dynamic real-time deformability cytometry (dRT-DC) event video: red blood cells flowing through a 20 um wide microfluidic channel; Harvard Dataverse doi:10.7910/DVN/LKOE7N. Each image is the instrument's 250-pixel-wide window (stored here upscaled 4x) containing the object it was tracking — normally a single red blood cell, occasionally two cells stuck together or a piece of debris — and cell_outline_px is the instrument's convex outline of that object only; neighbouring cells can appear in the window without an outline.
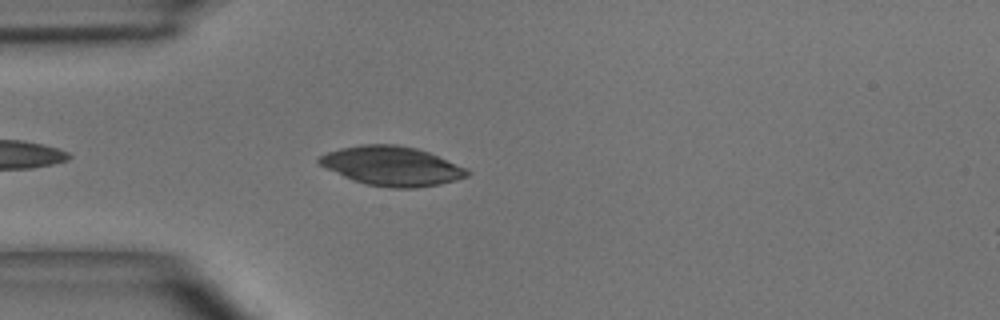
{"species": "common noctule bat (a hibernating species)", "species_latin": "Nyctalus noctula", "temperature_condition": "room temperature", "stored_images_in_passage": 41, "camera_frame_rate_fps": 3000, "um_per_image_px": 0.085, "animal": {"sex": "male", "body_mass_g": 15.6}, "frame": {"image": 1, "passage_image": 5, "time_ms": 1.333, "image_size_px": [1000, 320], "cell_outline_px": [[472, 172], [468, 176], [456, 180], [440, 184], [416, 188], [392, 188], [368, 184], [352, 180], [320, 164], [316, 160], [320, 156], [328, 152], [340, 148], [360, 144], [396, 144], [416, 148], [428, 152], [468, 168]], "centroid_in_image_um": [33.35, 14.11], "position_along_channel_um": 51.6, "area_um2": 33.81}}
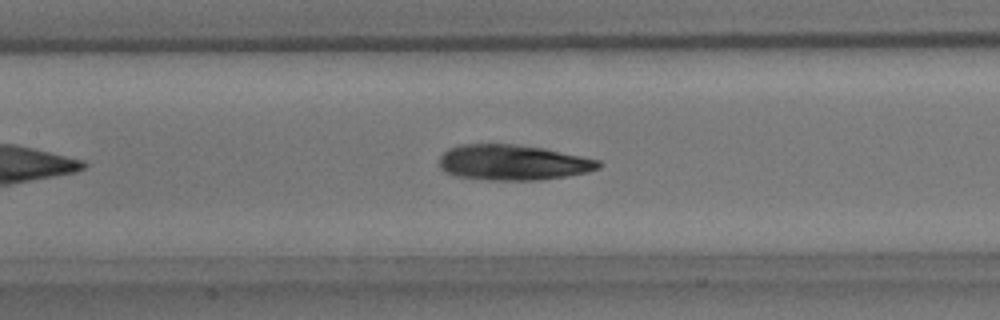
{"frame": {"image": 2, "passage_image": 14, "time_ms": 4.333, "image_size_px": [1000, 320], "cell_outline_px": [[604, 164], [600, 168], [588, 172], [568, 176], [540, 180], [492, 180], [456, 176], [444, 172], [440, 168], [440, 156], [448, 148], [460, 144], [516, 144], [544, 148], [600, 160]], "centroid_in_image_um": [43.62, 13.81], "position_along_channel_um": 163.8, "area_um2": 33.18}}
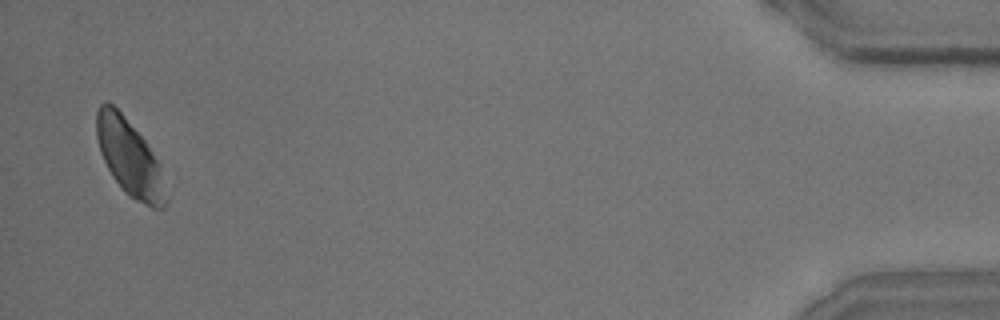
{"frame": {"image": 3, "passage_image": 40, "time_ms": 13.0, "image_size_px": [1000, 320], "cell_outline_px": [[168, 200], [164, 208], [152, 208], [128, 196], [124, 192], [112, 176], [100, 152], [96, 136], [96, 112], [100, 104], [104, 100], [112, 104], [124, 116], [148, 144], [160, 164]], "centroid_in_image_um": [11.01, 13.42], "position_along_channel_um": 424.2, "area_um2": 30.98}}